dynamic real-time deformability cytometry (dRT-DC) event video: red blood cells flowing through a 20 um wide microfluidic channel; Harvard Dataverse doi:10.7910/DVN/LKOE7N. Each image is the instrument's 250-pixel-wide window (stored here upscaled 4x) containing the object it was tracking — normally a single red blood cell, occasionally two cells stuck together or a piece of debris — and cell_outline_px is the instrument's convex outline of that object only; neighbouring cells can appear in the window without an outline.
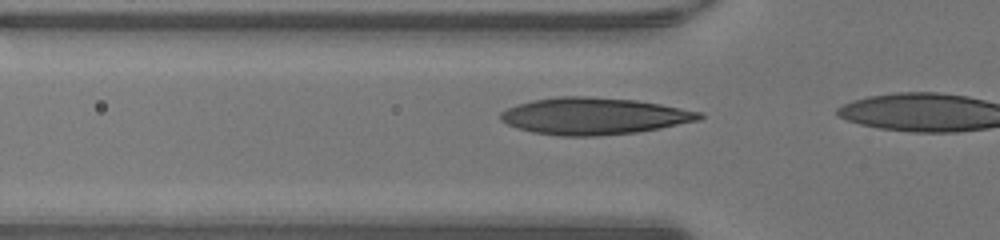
{"species": "human", "species_latin": "Homo sapiens", "temperature_condition": "warm", "stored_images_in_passage": 7, "camera_frame_rate_fps": 3000, "um_per_image_px": 0.085, "donor": {"sex": "male"}, "frame": {"image": 1, "passage_image": 2, "time_ms": 0.333, "image_size_px": [1000, 240], "cell_outline_px": [[704, 116], [700, 120], [660, 128], [636, 132], [600, 136], [560, 136], [532, 132], [516, 128], [500, 120], [500, 112], [516, 104], [532, 100], [560, 96], [584, 96], [636, 100], [660, 104], [704, 112]], "centroid_in_image_um": [50.48, 9.87], "position_along_channel_um": 75.3, "area_um2": 42.83}}
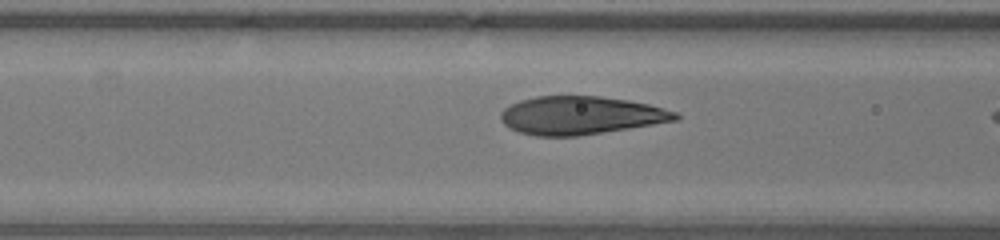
{"frame": {"image": 2, "passage_image": 5, "time_ms": 1.333, "image_size_px": [1000, 240], "cell_outline_px": [[680, 120], [576, 136], [536, 136], [520, 132], [508, 128], [500, 120], [500, 112], [504, 108], [520, 100], [536, 96], [600, 96], [628, 100], [648, 104], [664, 108], [676, 112], [680, 116]], "centroid_in_image_um": [49.34, 9.8], "position_along_channel_um": 117.3, "area_um2": 38.84}}